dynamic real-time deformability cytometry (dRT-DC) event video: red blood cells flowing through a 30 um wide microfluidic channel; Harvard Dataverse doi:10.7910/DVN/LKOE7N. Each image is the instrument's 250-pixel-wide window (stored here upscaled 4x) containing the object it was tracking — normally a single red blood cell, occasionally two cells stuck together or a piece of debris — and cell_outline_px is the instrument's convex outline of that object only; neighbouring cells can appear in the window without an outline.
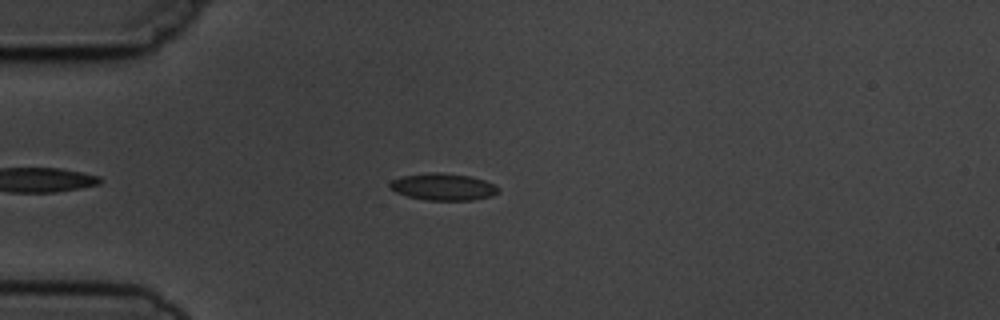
{"species": "common noctule bat (a hibernating species)", "species_latin": "Nyctalus noctula", "temperature_condition": "cold", "stored_images_in_passage": 1, "camera_frame_rate_fps": 3000, "um_per_image_px": 0.085, "animal": {"sex": "male", "body_mass_g": 19.5, "forearm_length_mm": 54.6}, "frame": {"image": 1, "passage_image": 1, "time_ms": 0.0, "image_size_px": [1000, 320], "cell_outline_px": [[500, 192], [492, 196], [472, 200], [424, 200], [408, 196], [396, 192], [388, 188], [388, 184], [392, 180], [400, 176], [432, 172], [440, 172], [472, 176], [496, 184], [500, 188]], "centroid_in_image_um": [37.69, 15.87], "position_along_channel_um": 47.3, "area_um2": 17.34}}